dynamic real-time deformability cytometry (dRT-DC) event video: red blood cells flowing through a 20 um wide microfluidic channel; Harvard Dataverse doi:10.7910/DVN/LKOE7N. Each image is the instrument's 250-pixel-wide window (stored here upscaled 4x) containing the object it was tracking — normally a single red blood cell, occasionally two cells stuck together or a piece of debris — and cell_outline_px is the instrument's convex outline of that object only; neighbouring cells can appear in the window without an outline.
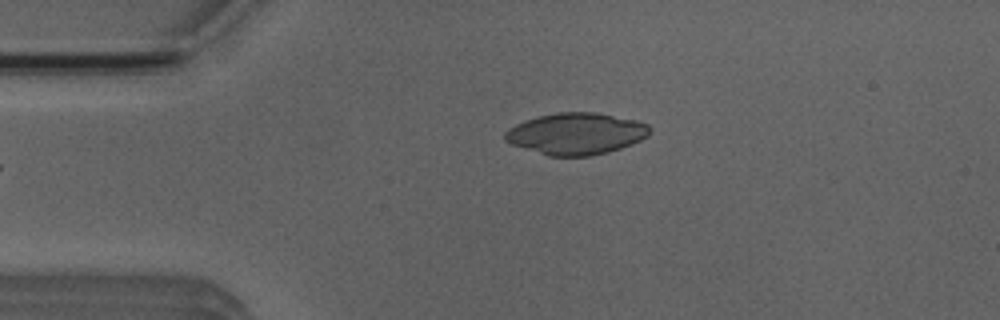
{"species": "Egyptian fruit bat (a non-hibernating species)", "species_latin": "Rousettus aegyptiacus", "temperature_condition": "room temperature", "stored_images_in_passage": 2, "camera_frame_rate_fps": 3000, "um_per_image_px": 0.085, "animal": {"sex": "male"}, "frame": {"image": 1, "passage_image": 2, "time_ms": 1.333, "image_size_px": [1000, 320], "cell_outline_px": [[652, 128], [648, 136], [632, 144], [608, 152], [588, 156], [548, 156], [512, 144], [504, 140], [504, 132], [508, 128], [516, 124], [540, 116], [556, 112], [596, 112], [636, 120], [648, 124]], "centroid_in_image_um": [48.99, 11.36], "position_along_channel_um": 36.0, "area_um2": 35.08}}